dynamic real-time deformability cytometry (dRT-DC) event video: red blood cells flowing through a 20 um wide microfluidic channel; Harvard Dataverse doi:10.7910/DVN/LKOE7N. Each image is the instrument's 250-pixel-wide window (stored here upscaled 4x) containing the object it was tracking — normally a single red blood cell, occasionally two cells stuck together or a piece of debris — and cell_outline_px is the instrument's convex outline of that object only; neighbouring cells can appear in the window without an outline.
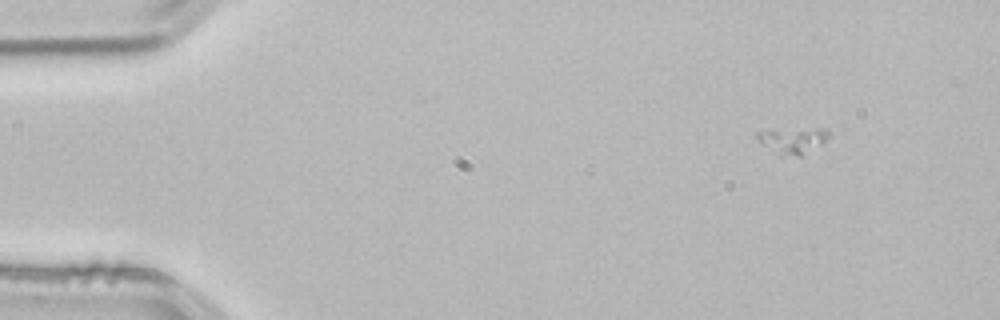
{"species": "common noctule bat (a hibernating species)", "species_latin": "Nyctalus noctula", "temperature_condition": "room temperature", "stored_images_in_passage": 48, "camera_frame_rate_fps": 3000, "um_per_image_px": 0.085, "animal": {"sex": "male", "body_mass_g": 21.5, "forearm_length_mm": 52.0}, "frame": {"image": 1, "passage_image": 1, "time_ms": 0.0, "image_size_px": [1000, 320], "cell_outline_px": [[828, 136], [820, 144], [800, 156], [780, 156], [764, 144], [756, 136], [756, 132], [816, 128], [824, 128], [828, 132]], "centroid_in_image_um": [67.4, 11.95], "position_along_channel_um": 17.6, "area_um2": 10.23}}
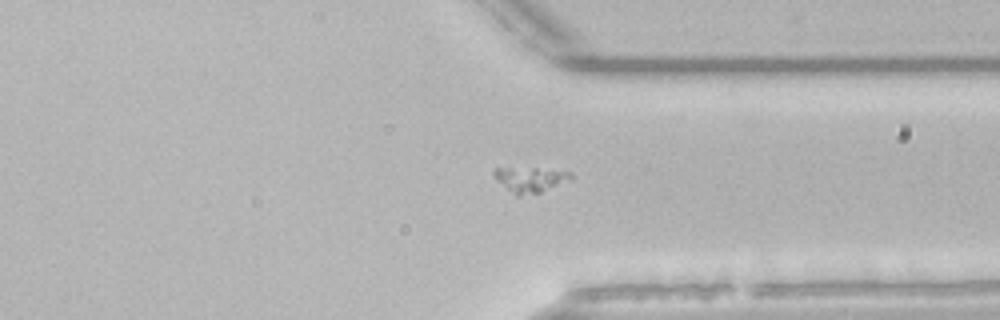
{"frame": {"image": 2, "passage_image": 36, "time_ms": 11.667, "image_size_px": [1000, 320], "cell_outline_px": [[572, 176], [540, 192], [520, 196], [516, 196], [496, 180], [492, 176], [492, 168], [536, 168], [572, 172]], "centroid_in_image_um": [44.93, 15.24], "position_along_channel_um": 366.5, "area_um2": 10.92}}
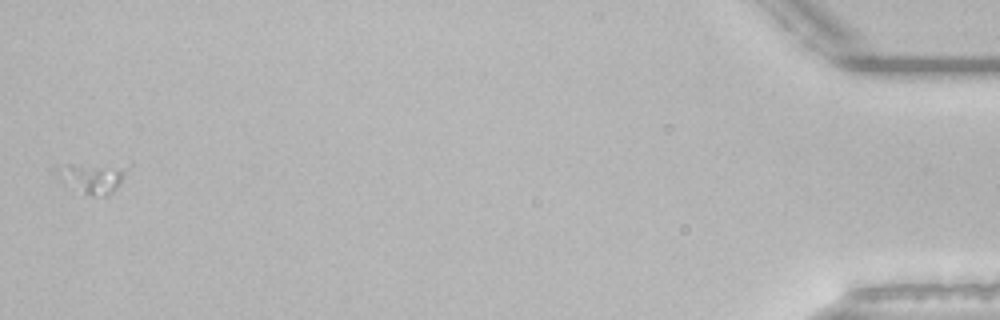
{"frame": {"image": 3, "passage_image": 48, "time_ms": 15.667, "image_size_px": [1000, 320], "cell_outline_px": [[124, 176], [120, 184], [112, 192], [104, 196], [92, 196], [84, 192], [64, 180], [56, 172], [56, 168], [68, 164], [76, 164], [124, 168]], "centroid_in_image_um": [7.84, 15.14], "position_along_channel_um": 427.4, "area_um2": 11.1}}